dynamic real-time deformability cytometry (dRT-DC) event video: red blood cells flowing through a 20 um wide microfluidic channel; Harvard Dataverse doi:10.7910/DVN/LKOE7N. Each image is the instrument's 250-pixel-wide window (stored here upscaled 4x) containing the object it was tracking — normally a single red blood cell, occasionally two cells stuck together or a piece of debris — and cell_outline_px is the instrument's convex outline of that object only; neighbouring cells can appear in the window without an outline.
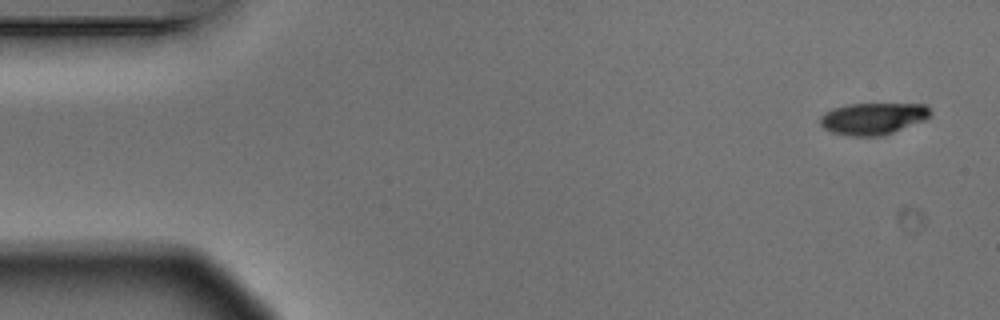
{"species": "Egyptian fruit bat (a non-hibernating species)", "species_latin": "Rousettus aegyptiacus", "temperature_condition": "warm", "stored_images_in_passage": 4, "camera_frame_rate_fps": 3000, "um_per_image_px": 0.085, "animal": {"sex": "male"}, "frame": {"image": 1, "passage_image": 1, "time_ms": 0.0, "image_size_px": [1000, 320], "cell_outline_px": [[932, 116], [924, 120], [884, 136], [848, 136], [832, 132], [824, 128], [820, 124], [820, 116], [824, 112], [832, 108], [848, 104], [924, 104], [932, 112]], "centroid_in_image_um": [74.2, 10.08], "position_along_channel_um": 10.8, "area_um2": 20.58}}
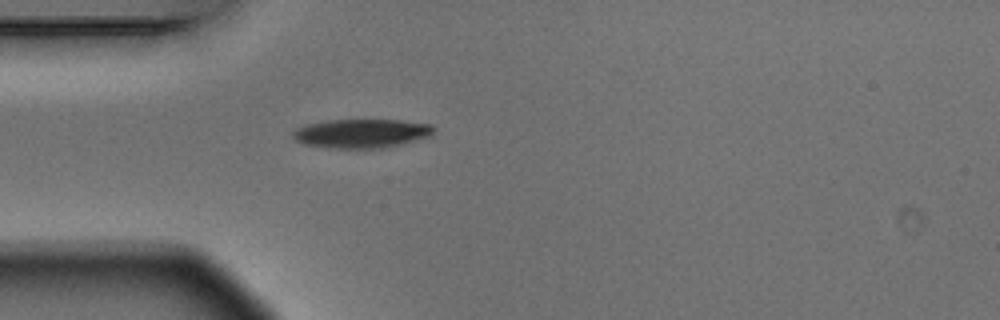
{"frame": {"image": 2, "passage_image": 4, "time_ms": 1.0, "image_size_px": [1000, 320], "cell_outline_px": [[436, 128], [428, 136], [400, 144], [380, 148], [328, 148], [304, 144], [296, 140], [292, 136], [292, 132], [296, 128], [304, 124], [328, 120], [400, 120], [432, 124]], "centroid_in_image_um": [30.68, 11.33], "position_along_channel_um": 54.3, "area_um2": 23.7}}